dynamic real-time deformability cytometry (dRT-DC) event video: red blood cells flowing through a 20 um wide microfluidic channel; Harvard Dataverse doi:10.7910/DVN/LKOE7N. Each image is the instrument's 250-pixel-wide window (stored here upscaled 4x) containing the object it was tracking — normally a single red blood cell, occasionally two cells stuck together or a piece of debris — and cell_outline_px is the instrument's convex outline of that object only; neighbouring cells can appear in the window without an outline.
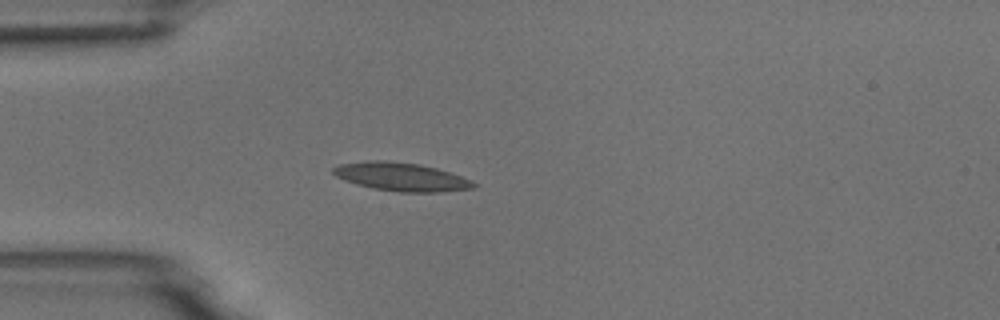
{"species": "common noctule bat (a hibernating species)", "species_latin": "Nyctalus noctula", "temperature_condition": "room temperature", "stored_images_in_passage": 1, "camera_frame_rate_fps": 3000, "um_per_image_px": 0.085, "animal": {"sex": "male", "body_mass_g": 18.8}, "frame": {"image": 1, "passage_image": 1, "time_ms": 0.0, "image_size_px": [1000, 320], "cell_outline_px": [[480, 184], [476, 188], [440, 192], [400, 192], [372, 188], [356, 184], [344, 180], [336, 176], [332, 172], [332, 168], [340, 164], [368, 160], [384, 160], [420, 164], [436, 168], [460, 176]], "centroid_in_image_um": [34.11, 15.03], "position_along_channel_um": 50.9, "area_um2": 23.29}}